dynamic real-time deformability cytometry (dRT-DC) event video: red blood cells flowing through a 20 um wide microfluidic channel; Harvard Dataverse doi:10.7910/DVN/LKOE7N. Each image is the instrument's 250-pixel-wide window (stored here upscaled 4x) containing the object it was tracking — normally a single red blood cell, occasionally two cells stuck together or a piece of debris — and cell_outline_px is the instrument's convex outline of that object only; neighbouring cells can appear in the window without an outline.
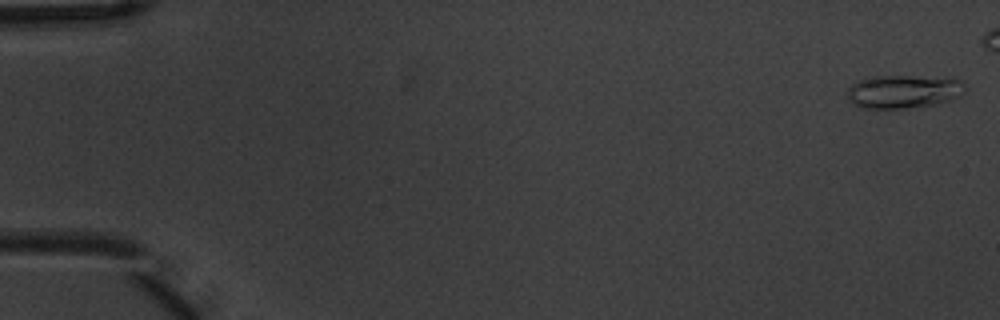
{"species": "common noctule bat (a hibernating species)", "species_latin": "Nyctalus noctula", "temperature_condition": "warm", "stored_images_in_passage": 9, "segment_of_instrument_passage": [1, 2], "camera_frame_rate_fps": 3000, "um_per_image_px": 0.085, "animal": {"sex": "male", "body_mass_g": 20.1, "forearm_length_mm": 53.5}, "frame": {"image": 1, "passage_image": 1, "time_ms": 0.0, "image_size_px": [1000, 320], "cell_outline_px": [[964, 92], [960, 96], [952, 100], [936, 104], [904, 108], [864, 108], [852, 104], [848, 100], [848, 88], [856, 80], [872, 76], [912, 76], [964, 80]], "centroid_in_image_um": [76.77, 7.78], "position_along_channel_um": 8.2, "area_um2": 22.89}}
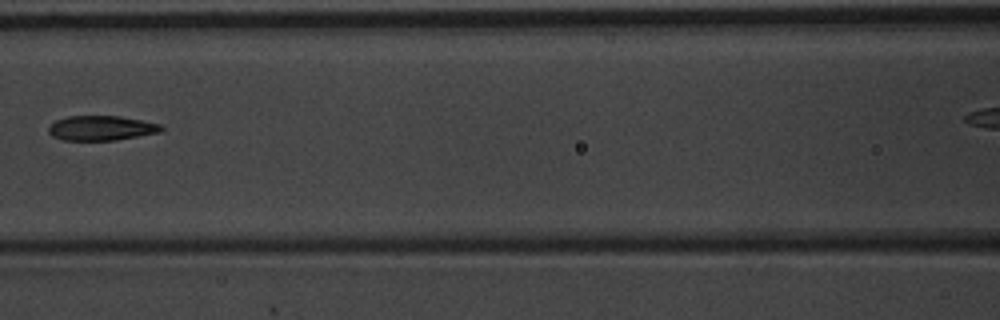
{"frame": {"image": 2, "passage_image": 7, "time_ms": 2.0, "image_size_px": [1000, 320], "cell_outline_px": [[164, 128], [160, 132], [116, 140], [60, 140], [52, 136], [48, 132], [48, 128], [56, 120], [68, 116], [120, 116], [160, 124]], "centroid_in_image_um": [8.59, 10.89], "position_along_channel_um": 158.0, "area_um2": 16.18}}
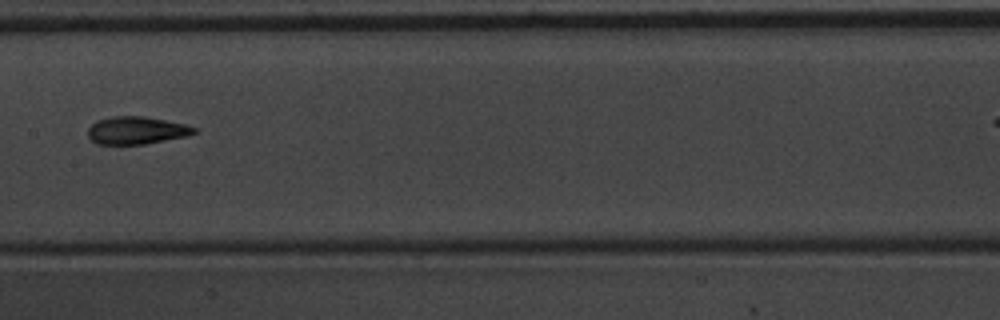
{"frame": {"image": 3, "passage_image": 8, "time_ms": 2.333, "image_size_px": [1000, 320], "cell_outline_px": [[196, 132], [188, 136], [144, 144], [96, 144], [88, 136], [88, 128], [92, 124], [100, 120], [112, 116], [144, 116], [184, 124], [196, 128]], "centroid_in_image_um": [11.6, 11.09], "position_along_channel_um": 195.8, "area_um2": 16.94}}